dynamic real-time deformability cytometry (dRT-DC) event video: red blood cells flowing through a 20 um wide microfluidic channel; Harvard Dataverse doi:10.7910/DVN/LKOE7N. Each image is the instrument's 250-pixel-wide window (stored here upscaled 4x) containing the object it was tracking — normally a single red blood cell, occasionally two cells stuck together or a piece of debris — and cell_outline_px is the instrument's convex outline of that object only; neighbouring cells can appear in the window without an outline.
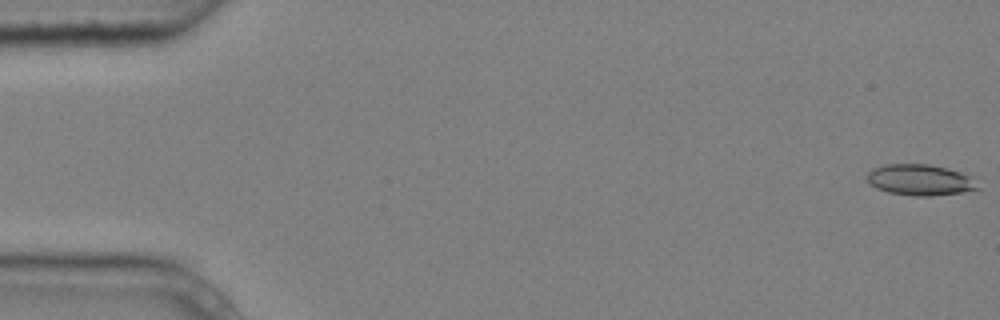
{"species": "common noctule bat (a hibernating species)", "species_latin": "Nyctalus noctula", "temperature_condition": "cold", "stored_images_in_passage": 7, "camera_frame_rate_fps": 3000, "um_per_image_px": 0.085, "animal": {"sex": "male", "body_mass_g": 20.4}, "frame": {"image": 1, "passage_image": 1, "time_ms": 0.0, "image_size_px": [1000, 320], "cell_outline_px": [[980, 188], [960, 192], [932, 196], [912, 196], [888, 192], [876, 188], [868, 180], [868, 172], [872, 168], [884, 164], [928, 164], [948, 168], [980, 176]], "centroid_in_image_um": [78.34, 15.28], "position_along_channel_um": 6.7, "area_um2": 20.58}}
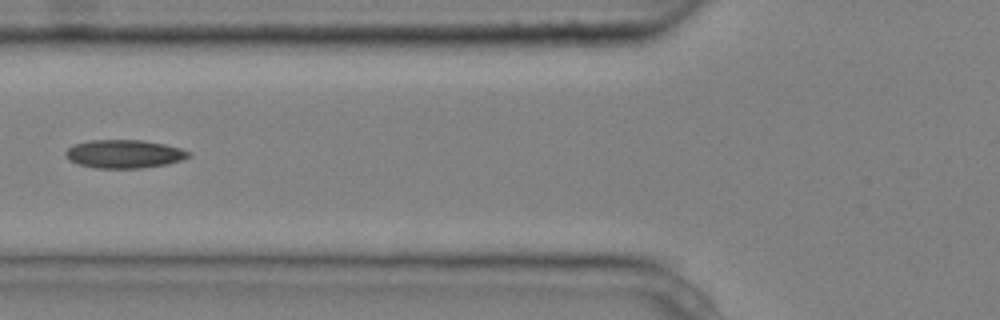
{"frame": {"image": 2, "passage_image": 6, "time_ms": 1.667, "image_size_px": [1000, 320], "cell_outline_px": [[192, 156], [168, 164], [140, 168], [96, 168], [76, 164], [68, 160], [64, 156], [64, 152], [68, 148], [76, 144], [88, 140], [140, 140], [164, 144], [180, 148], [192, 152]], "centroid_in_image_um": [10.54, 13.09], "position_along_channel_um": 115.3, "area_um2": 20.46}}
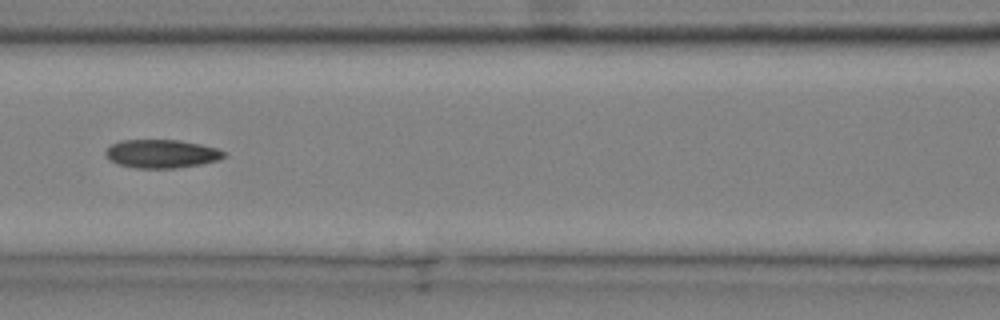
{"frame": {"image": 3, "passage_image": 7, "time_ms": 2.0, "image_size_px": [1000, 320], "cell_outline_px": [[228, 156], [220, 160], [200, 164], [176, 168], [136, 168], [116, 164], [108, 160], [104, 152], [112, 144], [124, 140], [180, 140], [200, 144], [216, 148], [228, 152]], "centroid_in_image_um": [13.77, 13.07], "position_along_channel_um": 152.8, "area_um2": 19.83}}